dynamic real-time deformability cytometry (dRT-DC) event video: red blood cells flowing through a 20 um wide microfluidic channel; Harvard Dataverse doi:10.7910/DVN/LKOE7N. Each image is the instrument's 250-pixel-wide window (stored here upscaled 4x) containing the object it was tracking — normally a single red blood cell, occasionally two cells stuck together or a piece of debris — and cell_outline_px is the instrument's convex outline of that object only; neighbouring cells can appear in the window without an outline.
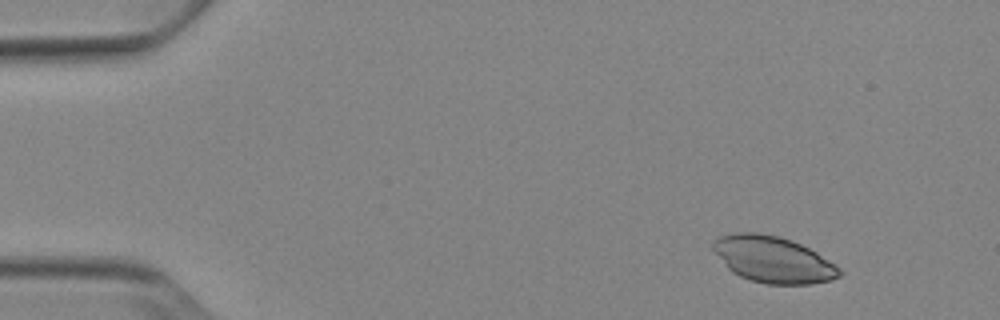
{"species": "Egyptian fruit bat (a non-hibernating species)", "species_latin": "Rousettus aegyptiacus", "temperature_condition": "cold", "stored_images_in_passage": 47, "camera_frame_rate_fps": 3000, "um_per_image_px": 0.085, "animal": {"sex": "female"}, "frame": {"image": 1, "passage_image": 1, "time_ms": 0.0, "image_size_px": [1000, 320], "cell_outline_px": [[844, 272], [840, 276], [832, 280], [812, 284], [764, 284], [740, 276], [732, 272], [728, 268], [712, 248], [712, 240], [720, 236], [736, 232], [756, 232], [780, 236], [792, 240], [816, 252], [840, 268]], "centroid_in_image_um": [65.72, 22.05], "position_along_channel_um": 19.3, "area_um2": 34.16}}